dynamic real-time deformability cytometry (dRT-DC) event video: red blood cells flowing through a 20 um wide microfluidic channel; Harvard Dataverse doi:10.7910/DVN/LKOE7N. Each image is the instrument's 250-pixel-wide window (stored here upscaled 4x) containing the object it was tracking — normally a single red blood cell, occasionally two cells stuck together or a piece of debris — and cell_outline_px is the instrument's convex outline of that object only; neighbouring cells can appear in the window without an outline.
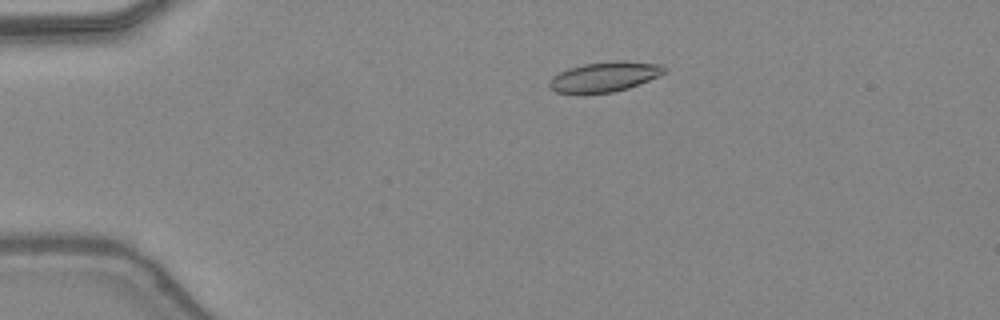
{"species": "common noctule bat (a hibernating species)", "species_latin": "Nyctalus noctula", "temperature_condition": "warm", "stored_images_in_passage": 48, "camera_frame_rate_fps": 3000, "um_per_image_px": 0.085, "animal": {"sex": "female", "body_mass_g": 24.6, "forearm_length_mm": 56.2}, "frame": {"image": 1, "passage_image": 11, "time_ms": 3.333, "image_size_px": [1000, 320], "cell_outline_px": [[668, 68], [664, 72], [648, 80], [628, 88], [612, 92], [556, 92], [548, 84], [552, 76], [568, 68], [584, 64], [624, 60], [660, 64]], "centroid_in_image_um": [51.4, 6.5], "position_along_channel_um": 33.6, "area_um2": 19.54}}
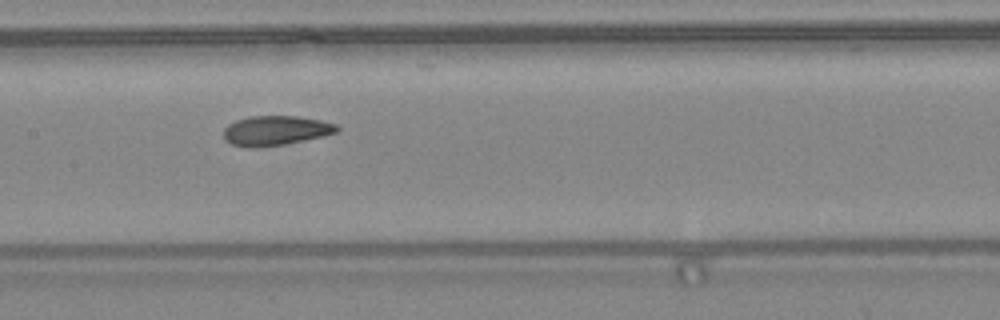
{"frame": {"image": 2, "passage_image": 25, "time_ms": 8.0, "image_size_px": [1000, 320], "cell_outline_px": [[340, 128], [336, 132], [320, 136], [284, 144], [252, 148], [248, 148], [232, 144], [224, 140], [224, 128], [228, 124], [236, 120], [248, 116], [300, 116], [320, 120], [336, 124]], "centroid_in_image_um": [23.38, 11.09], "position_along_channel_um": 184.0, "area_um2": 19.48}}
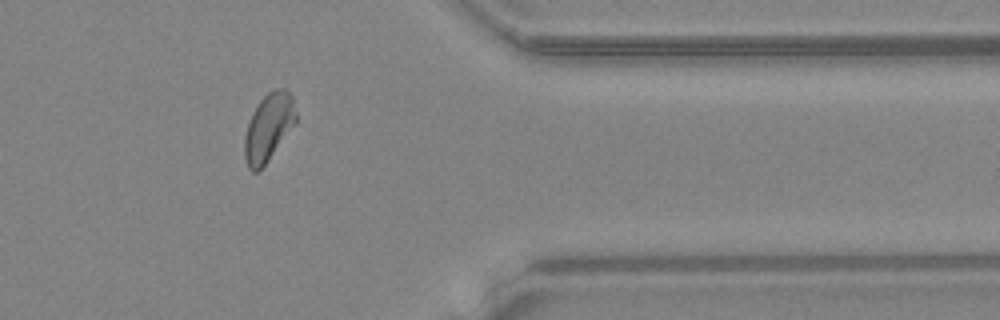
{"frame": {"image": 3, "passage_image": 40, "time_ms": 13.0, "image_size_px": [1000, 320], "cell_outline_px": [[296, 124], [264, 164], [256, 172], [252, 172], [248, 168], [244, 156], [244, 136], [252, 112], [260, 100], [268, 92], [276, 88], [284, 88], [292, 96], [296, 112]], "centroid_in_image_um": [22.82, 10.8], "position_along_channel_um": 388.6, "area_um2": 20.11}, "authors_computed_cell_mechanics": {"area_um2": 19.7676, "velocity_mm_per_s": 4.4065, "shape_relaxation_time_tau1_ms": 5.3706, "shape_relaxation_time_tau2_ms": 1.4434, "deformation_change_tau1": 0.1726, "deformation_change_tau2": 0.0846}}